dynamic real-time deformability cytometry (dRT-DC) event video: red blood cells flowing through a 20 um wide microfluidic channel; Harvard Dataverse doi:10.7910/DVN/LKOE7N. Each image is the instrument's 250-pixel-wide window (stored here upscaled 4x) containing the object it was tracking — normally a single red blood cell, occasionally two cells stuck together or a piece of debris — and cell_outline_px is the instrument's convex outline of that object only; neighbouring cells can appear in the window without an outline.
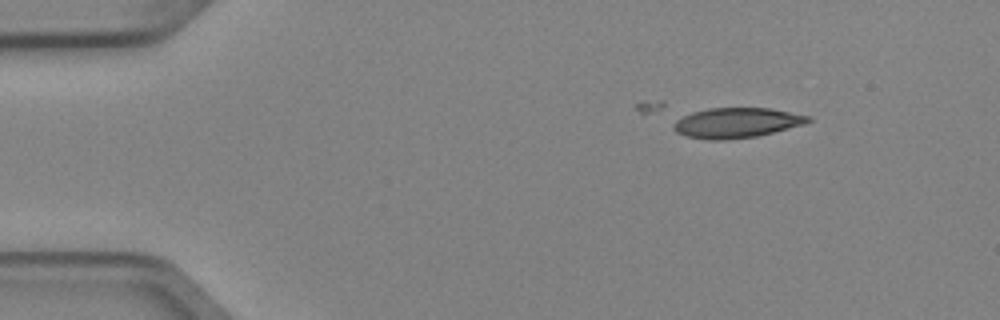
{"species": "Egyptian fruit bat (a non-hibernating species)", "species_latin": "Rousettus aegyptiacus", "temperature_condition": "cold", "stored_images_in_passage": 4, "camera_frame_rate_fps": 3000, "um_per_image_px": 0.085, "animal": {"sex": "female"}, "frame": {"image": 1, "passage_image": 1, "time_ms": 0.0, "image_size_px": [1000, 320], "cell_outline_px": [[812, 120], [804, 124], [756, 136], [724, 140], [712, 140], [688, 136], [676, 132], [672, 128], [672, 124], [676, 120], [692, 112], [708, 108], [768, 108], [808, 116]], "centroid_in_image_um": [62.56, 10.44], "position_along_channel_um": 22.4, "area_um2": 23.24}}
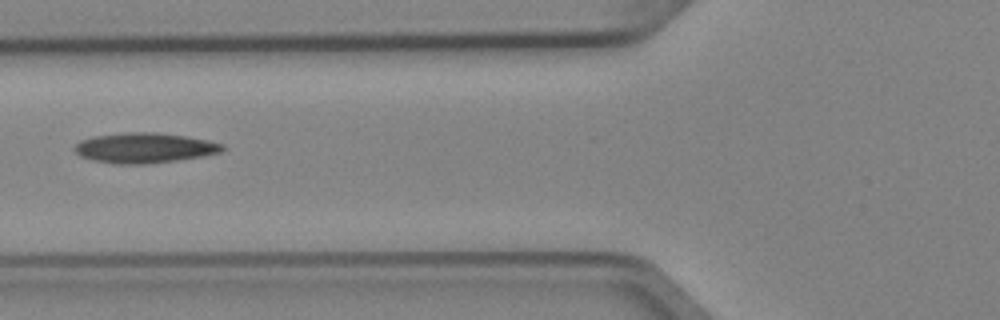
{"frame": {"image": 2, "passage_image": 4, "time_ms": 1.0, "image_size_px": [1000, 320], "cell_outline_px": [[224, 148], [220, 152], [204, 156], [176, 160], [144, 164], [112, 164], [92, 160], [80, 156], [72, 148], [80, 140], [92, 136], [124, 132], [156, 132], [184, 136], [208, 140], [224, 144]], "centroid_in_image_um": [12.24, 12.57], "position_along_channel_um": 113.6, "area_um2": 26.13}}